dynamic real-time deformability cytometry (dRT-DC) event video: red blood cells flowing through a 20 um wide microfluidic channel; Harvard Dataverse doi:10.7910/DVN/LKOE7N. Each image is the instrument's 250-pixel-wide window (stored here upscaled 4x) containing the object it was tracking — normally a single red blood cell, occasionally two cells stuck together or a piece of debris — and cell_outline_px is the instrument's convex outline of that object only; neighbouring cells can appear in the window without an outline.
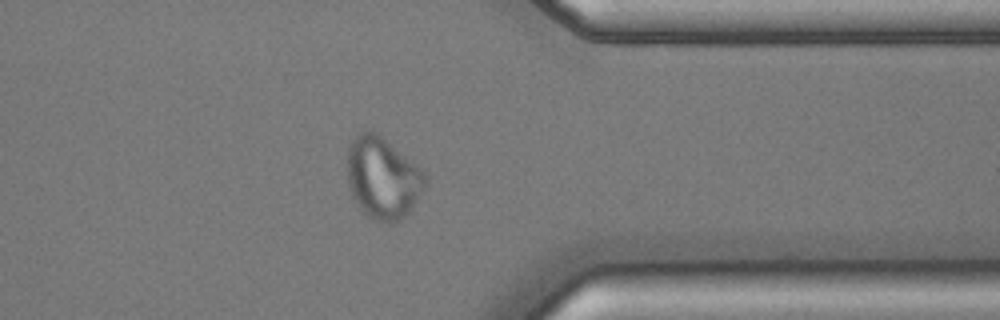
{"species": "common noctule bat (a hibernating species)", "species_latin": "Nyctalus noctula", "temperature_condition": "cold", "stored_images_in_passage": 39, "camera_frame_rate_fps": 3000, "um_per_image_px": 0.085, "animal": {"sex": "male", "body_mass_g": 17.9, "forearm_length_mm": 54.2}, "frame": {"image": 1, "passage_image": 28, "time_ms": 9.0, "image_size_px": [1000, 320], "cell_outline_px": [[428, 180], [416, 200], [408, 212], [400, 220], [388, 224], [376, 220], [368, 216], [360, 208], [352, 196], [348, 188], [348, 144], [356, 132], [368, 128], [372, 128], [416, 164], [428, 176]], "centroid_in_image_um": [32.5, 15.07], "position_along_channel_um": 378.9, "area_um2": 37.34}}